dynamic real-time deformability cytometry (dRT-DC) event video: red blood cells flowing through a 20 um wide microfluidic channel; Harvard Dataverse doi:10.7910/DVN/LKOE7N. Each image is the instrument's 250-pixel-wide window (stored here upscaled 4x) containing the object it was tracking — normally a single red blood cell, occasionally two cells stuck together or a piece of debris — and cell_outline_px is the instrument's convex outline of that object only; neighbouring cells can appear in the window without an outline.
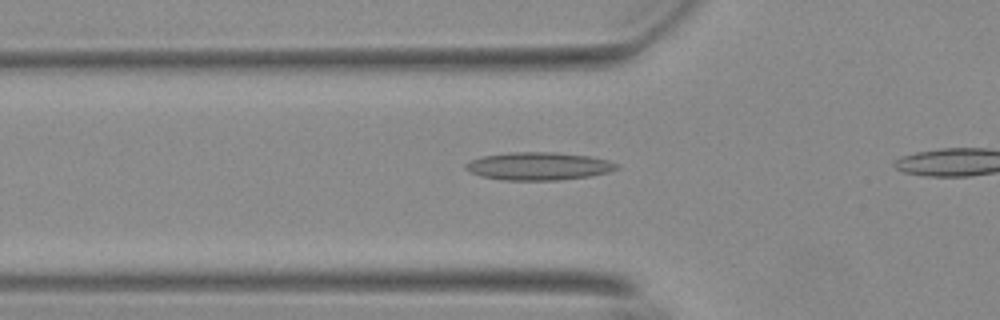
{"species": "Egyptian fruit bat (a non-hibernating species)", "species_latin": "Rousettus aegyptiacus", "temperature_condition": "warm", "stored_images_in_passage": 6, "camera_frame_rate_fps": 3000, "um_per_image_px": 0.085, "animal": {"sex": "female"}, "frame": {"image": 1, "passage_image": 4, "time_ms": 1.0, "image_size_px": [1000, 320], "cell_outline_px": [[620, 168], [608, 172], [588, 176], [556, 180], [504, 180], [480, 176], [464, 168], [464, 164], [472, 160], [484, 156], [508, 152], [556, 152], [588, 156], [608, 160], [616, 164]], "centroid_in_image_um": [45.77, 14.12], "position_along_channel_um": 80.0, "area_um2": 24.33}}